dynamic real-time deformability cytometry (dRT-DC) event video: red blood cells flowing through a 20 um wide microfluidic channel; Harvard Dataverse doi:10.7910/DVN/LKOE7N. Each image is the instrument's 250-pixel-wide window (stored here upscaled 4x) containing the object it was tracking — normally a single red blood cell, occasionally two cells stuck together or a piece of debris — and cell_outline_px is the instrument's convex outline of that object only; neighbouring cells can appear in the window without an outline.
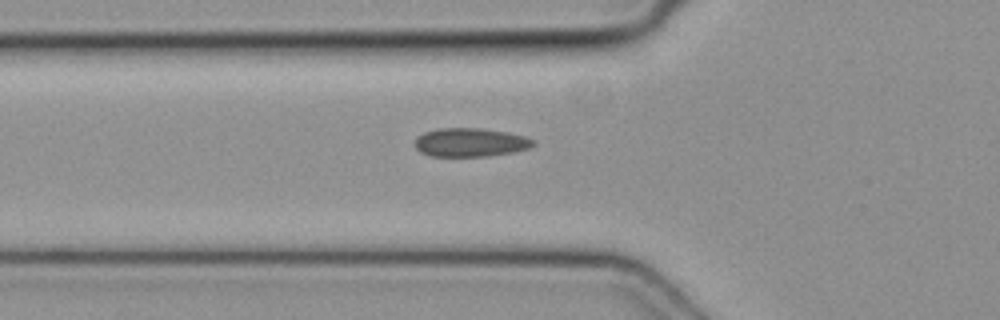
{"species": "common noctule bat (a hibernating species)", "species_latin": "Nyctalus noctula", "temperature_condition": "cold", "stored_images_in_passage": 30, "camera_frame_rate_fps": 3000, "um_per_image_px": 0.085, "animal": {"sex": "female", "body_mass_g": 19.3, "forearm_length_mm": 54.1}, "frame": {"image": 1, "passage_image": 2, "time_ms": 0.333, "image_size_px": [1000, 320], "cell_outline_px": [[536, 144], [528, 148], [512, 152], [488, 156], [432, 156], [420, 152], [416, 148], [416, 136], [424, 132], [440, 128], [480, 128], [508, 132], [524, 136], [536, 140]], "centroid_in_image_um": [39.99, 12.1], "position_along_channel_um": 85.8, "area_um2": 19.77}}
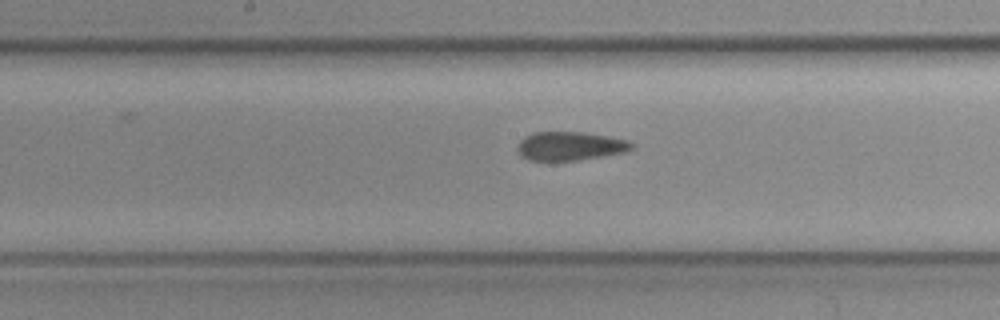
{"frame": {"image": 2, "passage_image": 10, "time_ms": 3.0, "image_size_px": [1000, 320], "cell_outline_px": [[632, 148], [624, 152], [580, 160], [528, 160], [520, 156], [516, 148], [520, 140], [524, 136], [532, 132], [584, 132], [608, 136], [628, 140], [632, 144]], "centroid_in_image_um": [48.4, 12.41], "position_along_channel_um": 199.8, "area_um2": 19.13}}
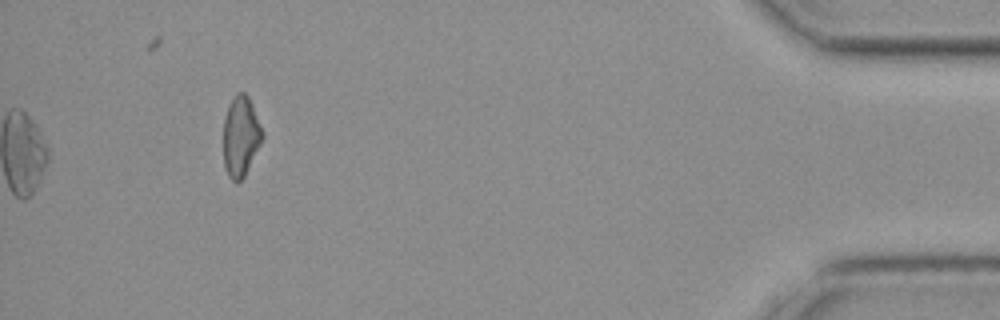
{"frame": {"image": 3, "passage_image": 30, "time_ms": 9.667, "image_size_px": [1000, 320], "cell_outline_px": [[264, 136], [244, 176], [236, 184], [228, 176], [224, 168], [224, 120], [228, 104], [232, 96], [236, 92], [244, 92], [248, 96], [252, 104], [264, 132]], "centroid_in_image_um": [20.46, 11.56], "position_along_channel_um": 414.7, "area_um2": 18.32}}